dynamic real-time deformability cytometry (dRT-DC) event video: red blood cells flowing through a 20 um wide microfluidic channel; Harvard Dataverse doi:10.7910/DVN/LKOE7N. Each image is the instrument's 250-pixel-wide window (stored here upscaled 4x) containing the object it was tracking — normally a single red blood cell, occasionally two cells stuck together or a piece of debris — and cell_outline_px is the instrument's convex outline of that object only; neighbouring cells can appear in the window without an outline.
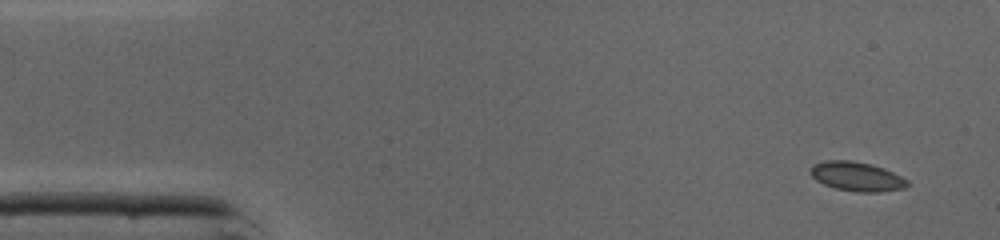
{"species": "common noctule bat (a hibernating species)", "species_latin": "Nyctalus noctula", "temperature_condition": "cold", "stored_images_in_passage": 45, "camera_frame_rate_fps": 3000, "um_per_image_px": 0.085, "animal": {"sex": "male", "body_mass_g": 19.0, "forearm_length_mm": 50.8}, "frame": {"image": 1, "passage_image": 1, "time_ms": 0.0, "image_size_px": [1000, 240], "cell_outline_px": [[908, 184], [904, 188], [880, 192], [856, 192], [836, 188], [824, 184], [816, 180], [808, 172], [812, 164], [824, 160], [852, 160], [872, 164], [884, 168], [908, 180]], "centroid_in_image_um": [72.79, 14.99], "position_along_channel_um": 12.2, "area_um2": 16.65}}
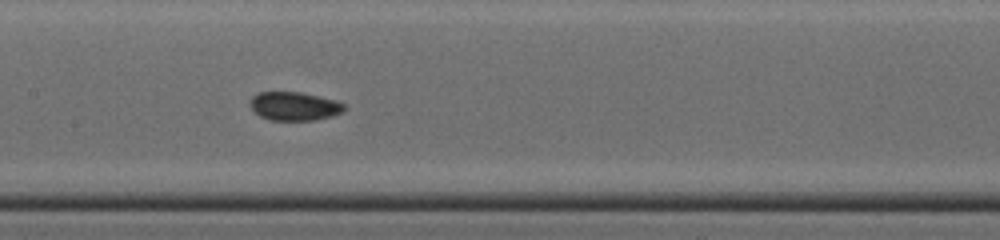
{"frame": {"image": 2, "passage_image": 20, "time_ms": 6.333, "image_size_px": [1000, 240], "cell_outline_px": [[344, 108], [340, 112], [332, 116], [316, 120], [272, 120], [260, 116], [248, 104], [252, 96], [260, 92], [300, 92], [332, 100], [344, 104]], "centroid_in_image_um": [24.96, 9.03], "position_along_channel_um": 182.4, "area_um2": 15.37}}
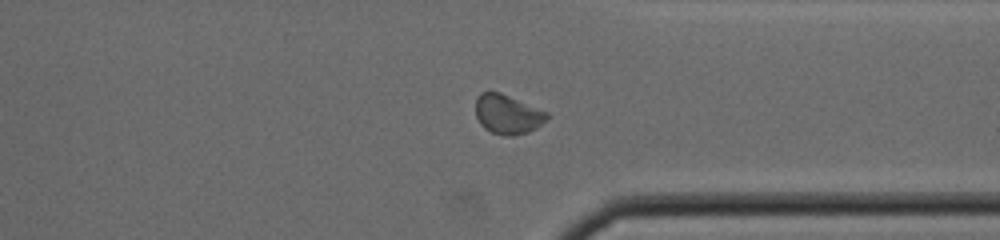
{"frame": {"image": 3, "passage_image": 33, "time_ms": 10.667, "image_size_px": [1000, 240], "cell_outline_px": [[548, 120], [536, 128], [528, 132], [512, 136], [504, 136], [492, 132], [484, 128], [480, 124], [476, 116], [476, 96], [480, 92], [500, 92], [548, 112]], "centroid_in_image_um": [43.14, 9.72], "position_along_channel_um": 368.3, "area_um2": 16.47}}